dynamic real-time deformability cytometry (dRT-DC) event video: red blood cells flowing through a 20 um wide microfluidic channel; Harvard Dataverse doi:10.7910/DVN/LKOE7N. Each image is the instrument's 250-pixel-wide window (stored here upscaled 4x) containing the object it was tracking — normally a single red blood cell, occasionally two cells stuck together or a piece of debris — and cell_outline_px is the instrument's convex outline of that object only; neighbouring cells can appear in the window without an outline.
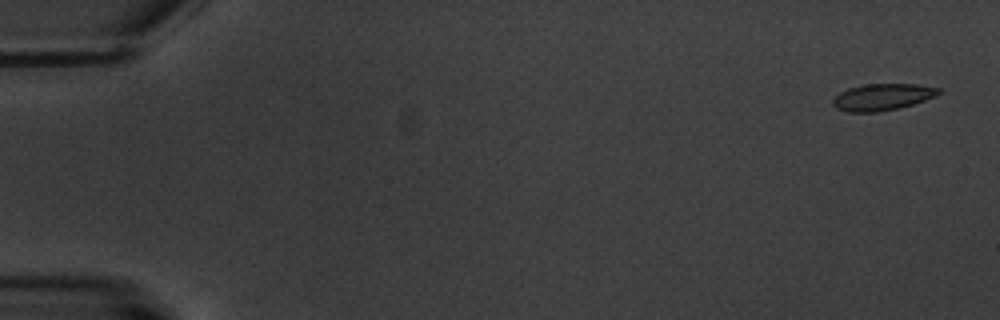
{"species": "common noctule bat (a hibernating species)", "species_latin": "Nyctalus noctula", "temperature_condition": "warm", "stored_images_in_passage": 10, "camera_frame_rate_fps": 3000, "um_per_image_px": 0.085, "animal": {"sex": "male", "body_mass_g": 20.1, "forearm_length_mm": 53.5}, "frame": {"image": 1, "passage_image": 1, "time_ms": 0.0, "image_size_px": [1000, 320], "cell_outline_px": [[940, 92], [936, 96], [900, 108], [880, 112], [848, 112], [836, 108], [832, 104], [832, 100], [840, 92], [848, 88], [864, 84], [916, 84], [940, 88]], "centroid_in_image_um": [74.98, 8.25], "position_along_channel_um": 10.0, "area_um2": 16.47}}
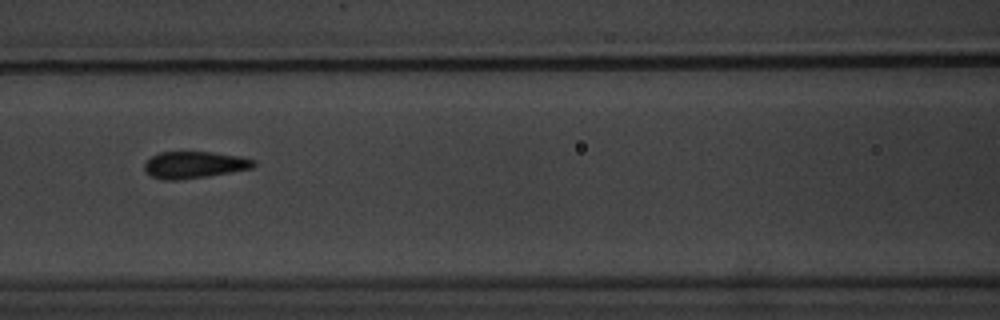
{"frame": {"image": 2, "passage_image": 8, "time_ms": 8.333, "image_size_px": [1000, 320], "cell_outline_px": [[256, 164], [252, 168], [208, 176], [180, 180], [164, 180], [152, 176], [144, 172], [144, 164], [152, 156], [160, 152], [212, 152], [240, 156], [256, 160]], "centroid_in_image_um": [16.51, 14.01], "position_along_channel_um": 150.1, "area_um2": 17.11}}
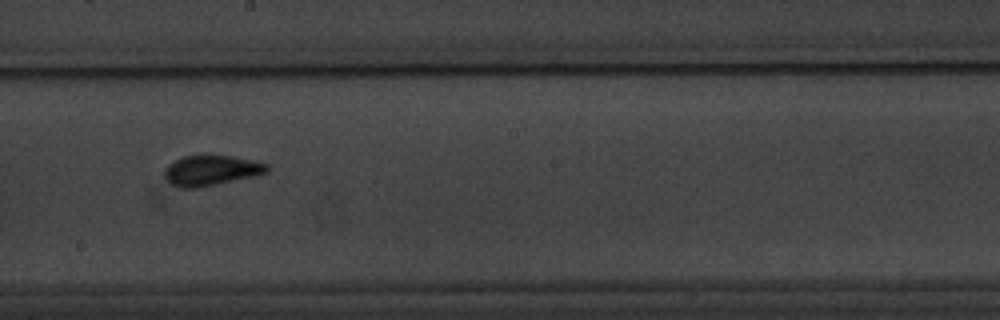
{"frame": {"image": 3, "passage_image": 10, "time_ms": 10.667, "image_size_px": [1000, 320], "cell_outline_px": [[268, 172], [256, 176], [200, 188], [180, 188], [172, 184], [164, 176], [164, 168], [168, 164], [184, 156], [200, 152], [208, 152], [256, 160], [268, 164]], "centroid_in_image_um": [17.96, 14.44], "position_along_channel_um": 230.2, "area_um2": 19.02}}